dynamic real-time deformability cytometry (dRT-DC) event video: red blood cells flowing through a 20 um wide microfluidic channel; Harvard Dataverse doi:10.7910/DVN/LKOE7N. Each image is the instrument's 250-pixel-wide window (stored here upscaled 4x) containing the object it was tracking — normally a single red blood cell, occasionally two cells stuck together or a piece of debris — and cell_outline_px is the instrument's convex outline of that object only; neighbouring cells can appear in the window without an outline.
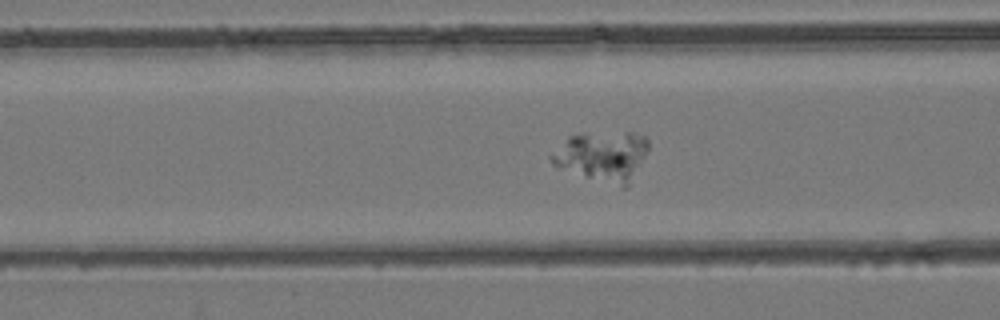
{"species": "common noctule bat (a hibernating species)", "species_latin": "Nyctalus noctula", "temperature_condition": "room temperature", "stored_images_in_passage": 50, "camera_frame_rate_fps": 3000, "um_per_image_px": 0.085, "animal": {"sex": "female", "body_mass_g": 24.6, "forearm_length_mm": 56.2}, "frame": {"image": 1, "passage_image": 21, "time_ms": 6.667, "image_size_px": [1000, 320], "cell_outline_px": [[648, 148], [640, 164], [628, 184], [624, 188], [620, 188], [552, 164], [548, 156], [568, 136], [628, 132], [632, 132], [644, 136], [648, 140]], "centroid_in_image_um": [51.21, 13.28], "position_along_channel_um": 115.4, "area_um2": 27.4}}
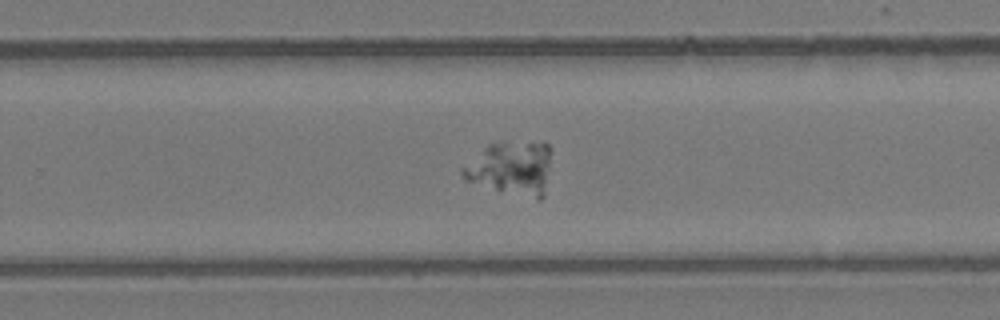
{"frame": {"image": 2, "passage_image": 33, "time_ms": 10.667, "image_size_px": [1000, 320], "cell_outline_px": [[552, 152], [544, 196], [540, 200], [536, 200], [468, 180], [460, 172], [460, 168], [488, 144], [544, 140], [552, 148]], "centroid_in_image_um": [43.53, 14.25], "position_along_channel_um": 286.3, "area_um2": 27.74}}
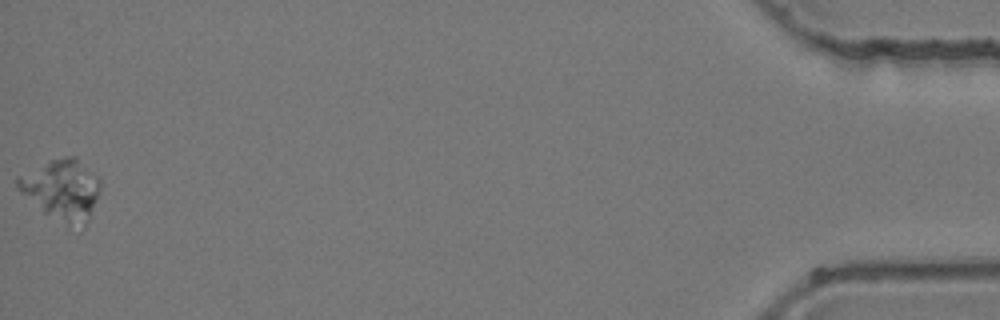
{"frame": {"image": 3, "passage_image": 50, "time_ms": 16.333, "image_size_px": [1000, 320], "cell_outline_px": [[100, 188], [96, 200], [88, 220], [84, 228], [80, 232], [44, 212], [20, 192], [16, 184], [16, 176], [52, 160], [68, 156], [76, 156], [100, 176]], "centroid_in_image_um": [5.31, 16.13], "position_along_channel_um": 429.9, "area_um2": 29.3}}